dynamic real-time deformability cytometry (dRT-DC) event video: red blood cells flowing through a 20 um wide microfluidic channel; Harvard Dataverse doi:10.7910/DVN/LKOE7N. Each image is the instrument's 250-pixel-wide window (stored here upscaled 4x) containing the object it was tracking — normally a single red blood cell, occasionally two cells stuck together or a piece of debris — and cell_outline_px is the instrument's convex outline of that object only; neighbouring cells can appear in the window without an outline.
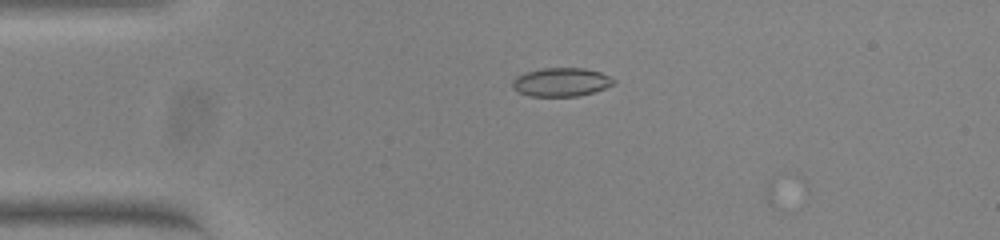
{"species": "common noctule bat (a hibernating species)", "species_latin": "Nyctalus noctula", "temperature_condition": "warm", "stored_images_in_passage": 2, "camera_frame_rate_fps": 3000, "um_per_image_px": 0.085, "animal": {"sex": "female", "body_mass_g": 23.0, "forearm_length_mm": 53.4}, "frame": {"image": 1, "passage_image": 1, "time_ms": 0.0, "image_size_px": [1000, 240], "cell_outline_px": [[616, 80], [612, 84], [604, 88], [592, 92], [576, 96], [528, 96], [512, 88], [512, 80], [516, 76], [540, 68], [584, 68], [600, 72]], "centroid_in_image_um": [47.66, 6.97], "position_along_channel_um": 37.3, "area_um2": 16.7}}